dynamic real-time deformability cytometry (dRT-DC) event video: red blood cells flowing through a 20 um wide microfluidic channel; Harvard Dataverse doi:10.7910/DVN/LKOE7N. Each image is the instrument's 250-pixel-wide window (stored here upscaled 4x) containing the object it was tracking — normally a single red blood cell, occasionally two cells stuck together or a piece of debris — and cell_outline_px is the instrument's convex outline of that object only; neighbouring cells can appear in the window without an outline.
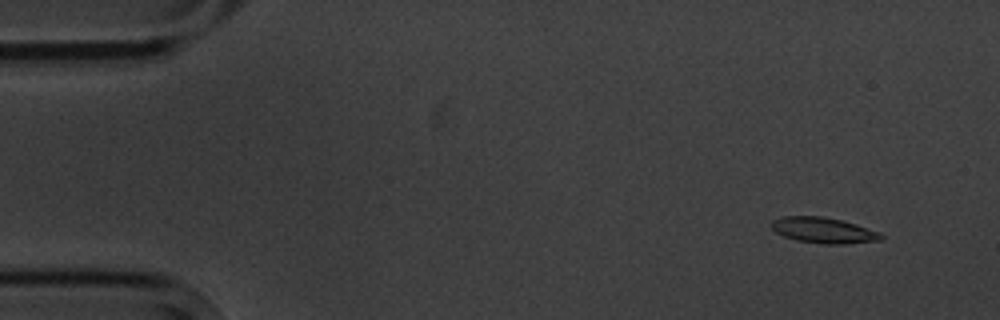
{"species": "common noctule bat (a hibernating species)", "species_latin": "Nyctalus noctula", "temperature_condition": "cold", "stored_images_in_passage": 5, "camera_frame_rate_fps": 3000, "um_per_image_px": 0.085, "animal": {"sex": "male", "body_mass_g": 20.1, "forearm_length_mm": 53.5}, "frame": {"image": 1, "passage_image": 2, "time_ms": 1.333, "image_size_px": [1000, 320], "cell_outline_px": [[884, 236], [880, 240], [844, 244], [824, 244], [796, 240], [784, 236], [776, 232], [772, 228], [772, 220], [784, 216], [820, 216], [840, 220], [856, 224], [880, 232]], "centroid_in_image_um": [70.0, 19.58], "position_along_channel_um": 15.0, "area_um2": 16.3}}
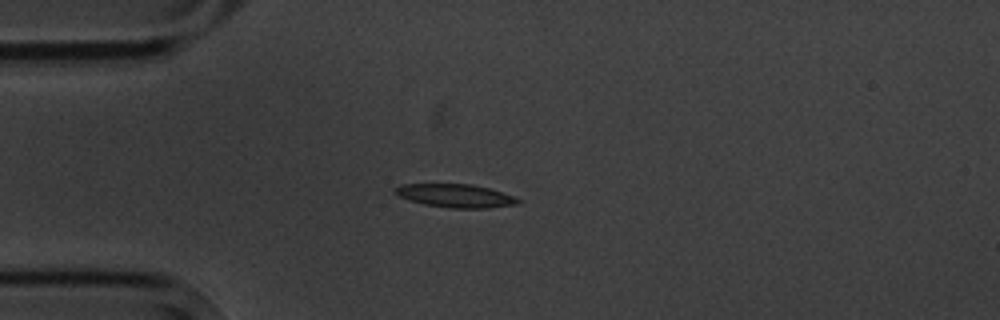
{"frame": {"image": 2, "passage_image": 5, "time_ms": 4.667, "image_size_px": [1000, 320], "cell_outline_px": [[520, 200], [516, 204], [488, 208], [452, 208], [424, 204], [400, 196], [396, 192], [396, 188], [400, 184], [472, 184], [488, 188], [512, 196]], "centroid_in_image_um": [38.72, 16.63], "position_along_channel_um": 46.3, "area_um2": 16.24}}